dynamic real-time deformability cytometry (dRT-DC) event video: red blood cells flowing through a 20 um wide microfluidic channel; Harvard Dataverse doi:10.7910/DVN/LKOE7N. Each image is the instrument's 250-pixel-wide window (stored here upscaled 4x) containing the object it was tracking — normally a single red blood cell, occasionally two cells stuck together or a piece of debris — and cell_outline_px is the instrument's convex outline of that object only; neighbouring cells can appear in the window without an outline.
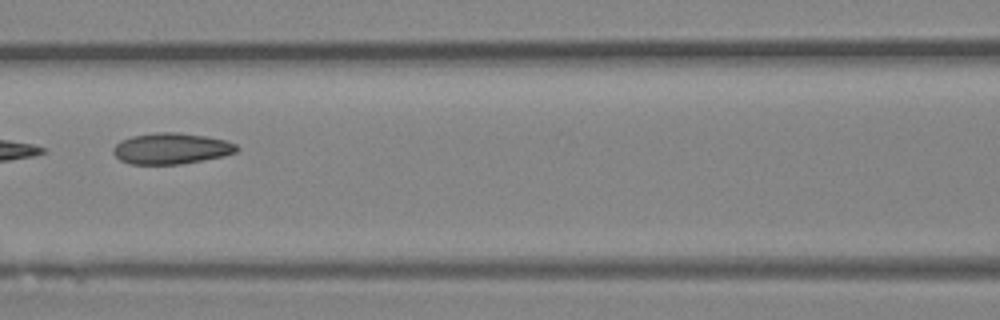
{"species": "Egyptian fruit bat (a non-hibernating species)", "species_latin": "Rousettus aegyptiacus", "temperature_condition": "room temperature", "stored_images_in_passage": 6, "camera_frame_rate_fps": 3000, "um_per_image_px": 0.085, "animal": {"sex": "female"}, "frame": {"image": 1, "passage_image": 6, "time_ms": 1.667, "image_size_px": [1000, 320], "cell_outline_px": [[240, 148], [236, 152], [224, 156], [180, 164], [128, 164], [120, 160], [112, 152], [112, 148], [120, 140], [132, 136], [156, 132], [176, 132], [204, 136], [224, 140], [236, 144]], "centroid_in_image_um": [14.53, 12.62], "position_along_channel_um": 152.1, "area_um2": 22.37}}